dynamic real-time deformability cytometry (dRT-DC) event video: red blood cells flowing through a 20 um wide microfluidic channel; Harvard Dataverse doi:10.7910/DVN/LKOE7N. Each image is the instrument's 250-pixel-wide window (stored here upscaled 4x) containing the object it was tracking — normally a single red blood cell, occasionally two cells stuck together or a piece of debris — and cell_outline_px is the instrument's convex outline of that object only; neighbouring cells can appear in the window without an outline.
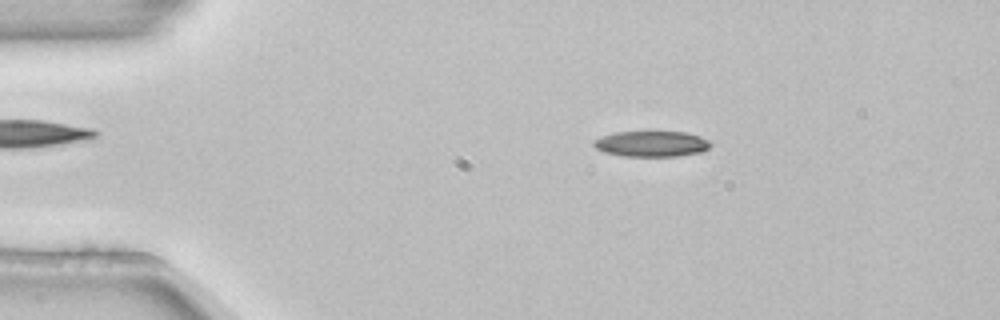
{"species": "common noctule bat (a hibernating species)", "species_latin": "Nyctalus noctula", "temperature_condition": "room temperature", "stored_images_in_passage": 4, "camera_frame_rate_fps": 3000, "um_per_image_px": 0.085, "animal": {"sex": "female", "body_mass_g": 22.7, "forearm_length_mm": 54.2}, "frame": {"image": 1, "passage_image": 2, "time_ms": 0.333, "image_size_px": [1000, 320], "cell_outline_px": [[712, 144], [704, 152], [676, 156], [620, 156], [604, 152], [596, 148], [592, 144], [592, 140], [616, 132], [684, 132], [700, 136], [708, 140]], "centroid_in_image_um": [55.38, 12.23], "position_along_channel_um": 29.6, "area_um2": 17.51}}
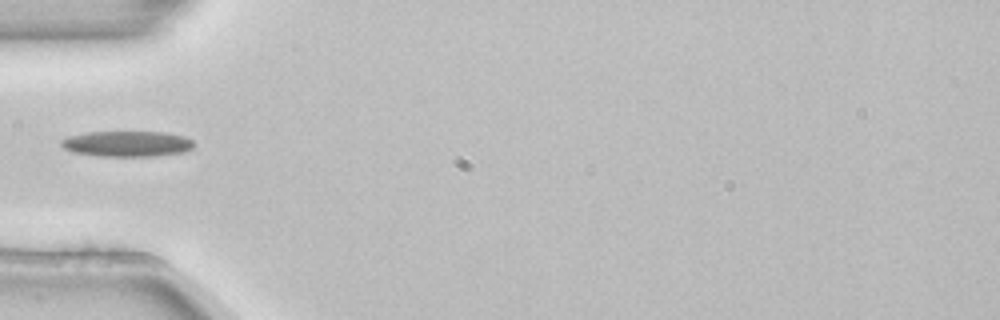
{"frame": {"image": 2, "passage_image": 4, "time_ms": 1.0, "image_size_px": [1000, 320], "cell_outline_px": [[192, 148], [184, 152], [152, 156], [104, 156], [72, 152], [64, 148], [60, 144], [60, 140], [68, 136], [88, 132], [164, 132], [184, 136], [192, 140]], "centroid_in_image_um": [10.78, 12.22], "position_along_channel_um": 74.2, "area_um2": 19.71}}